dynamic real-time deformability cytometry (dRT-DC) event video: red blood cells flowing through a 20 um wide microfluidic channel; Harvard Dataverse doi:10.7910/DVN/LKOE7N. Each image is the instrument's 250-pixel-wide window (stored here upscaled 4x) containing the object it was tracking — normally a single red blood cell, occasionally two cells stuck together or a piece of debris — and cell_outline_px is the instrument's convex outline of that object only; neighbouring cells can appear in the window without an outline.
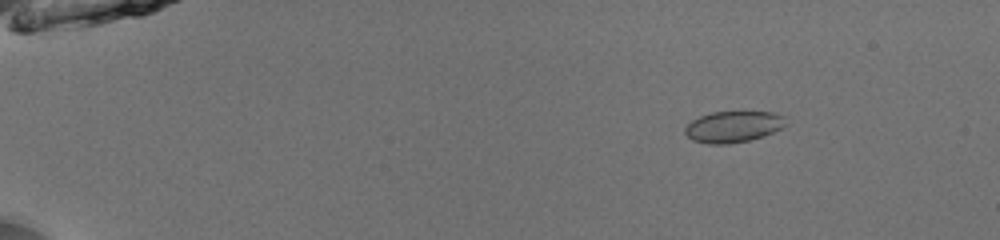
{"species": "common noctule bat (a hibernating species)", "species_latin": "Nyctalus noctula", "temperature_condition": "room temperature", "stored_images_in_passage": 53, "camera_frame_rate_fps": 3000, "um_per_image_px": 0.085, "animal": {"sex": "male", "body_mass_g": 13.0, "forearm_length_mm": 53.1}, "frame": {"image": 1, "passage_image": 9, "time_ms": 2.667, "image_size_px": [1000, 240], "cell_outline_px": [[788, 124], [764, 136], [748, 140], [728, 144], [708, 144], [692, 140], [684, 132], [684, 128], [692, 120], [700, 116], [712, 112], [772, 112], [784, 116]], "centroid_in_image_um": [62.32, 10.77], "position_along_channel_um": 22.7, "area_um2": 18.32}}
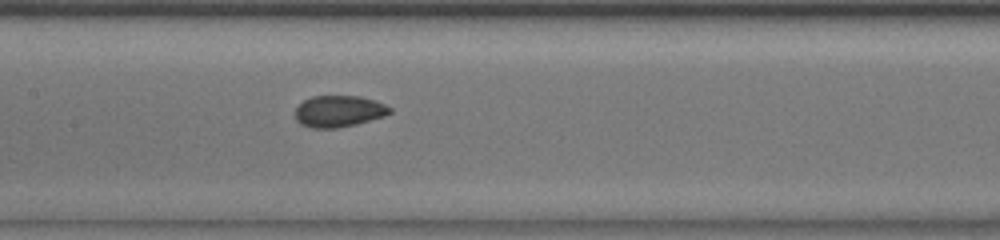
{"frame": {"image": 2, "passage_image": 29, "time_ms": 9.333, "image_size_px": [1000, 240], "cell_outline_px": [[392, 112], [384, 116], [356, 124], [336, 128], [312, 128], [300, 124], [296, 120], [296, 108], [304, 100], [312, 96], [360, 96], [384, 104], [392, 108]], "centroid_in_image_um": [28.79, 9.46], "position_along_channel_um": 178.6, "area_um2": 17.28}}
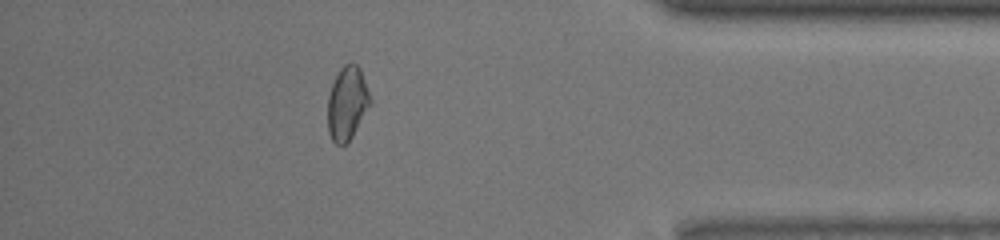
{"frame": {"image": 3, "passage_image": 48, "time_ms": 15.667, "image_size_px": [1000, 240], "cell_outline_px": [[372, 104], [348, 144], [336, 144], [332, 140], [328, 132], [328, 96], [332, 84], [340, 68], [344, 64], [356, 64], [360, 68], [372, 100]], "centroid_in_image_um": [29.53, 8.81], "position_along_channel_um": 405.7, "area_um2": 18.38}, "authors_computed_cell_mechanics": {"area_um2": 18.0914, "velocity_mm_per_s": 3.9751, "shape_relaxation_time_tau1_ms": null, "shape_relaxation_time_tau2_ms": 1.4298, "deformation_change_tau1": null, "deformation_change_tau2": 0.0548}}